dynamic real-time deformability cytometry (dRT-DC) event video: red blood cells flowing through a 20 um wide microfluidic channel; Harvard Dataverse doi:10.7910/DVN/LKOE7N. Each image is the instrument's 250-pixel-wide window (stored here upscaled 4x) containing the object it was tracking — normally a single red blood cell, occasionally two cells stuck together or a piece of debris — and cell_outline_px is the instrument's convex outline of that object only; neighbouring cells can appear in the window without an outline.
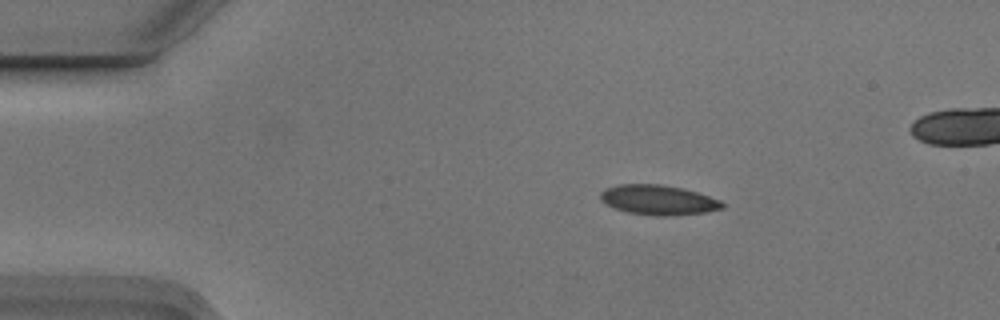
{"species": "Egyptian fruit bat (a non-hibernating species)", "species_latin": "Rousettus aegyptiacus", "temperature_condition": "cold", "stored_images_in_passage": 4, "camera_frame_rate_fps": 3000, "um_per_image_px": 0.085, "animal": {"sex": "male"}, "frame": {"image": 1, "passage_image": 1, "time_ms": 0.0, "image_size_px": [1000, 320], "cell_outline_px": [[724, 208], [704, 212], [664, 216], [628, 212], [604, 204], [600, 200], [600, 192], [604, 188], [620, 184], [660, 184], [684, 188], [720, 200], [724, 204]], "centroid_in_image_um": [55.92, 16.98], "position_along_channel_um": 29.1, "area_um2": 21.04}}